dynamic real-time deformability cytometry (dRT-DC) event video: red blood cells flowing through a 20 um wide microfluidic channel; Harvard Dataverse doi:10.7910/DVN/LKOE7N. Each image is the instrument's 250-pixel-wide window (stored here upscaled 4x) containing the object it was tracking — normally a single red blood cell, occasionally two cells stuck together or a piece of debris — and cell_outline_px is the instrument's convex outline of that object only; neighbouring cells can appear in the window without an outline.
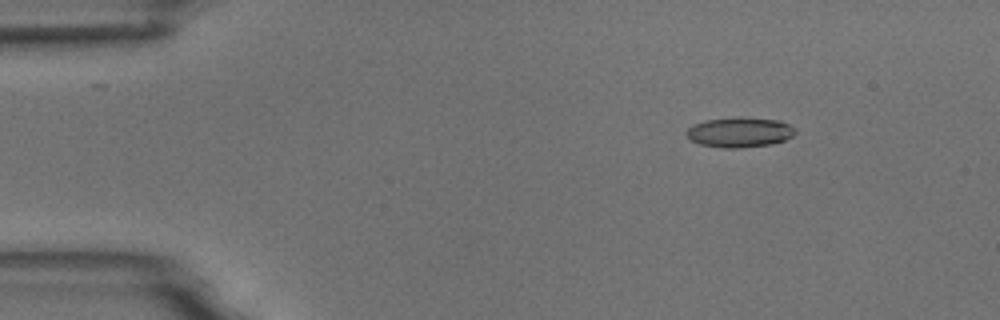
{"species": "common noctule bat (a hibernating species)", "species_latin": "Nyctalus noctula", "temperature_condition": "room temperature", "stored_images_in_passage": 6, "segment_of_instrument_passage": [2, 2], "camera_frame_rate_fps": 3000, "um_per_image_px": 0.085, "animal": {"sex": "male", "body_mass_g": 18.8}, "frame": {"image": 1, "passage_image": 6, "time_ms": 6.667, "image_size_px": [1000, 320], "cell_outline_px": [[796, 132], [792, 136], [784, 140], [772, 144], [740, 148], [724, 148], [700, 144], [688, 140], [684, 132], [692, 124], [704, 120], [732, 116], [740, 116], [780, 120], [796, 128]], "centroid_in_image_um": [62.83, 11.22], "position_along_channel_um": 22.2, "area_um2": 19.59}}